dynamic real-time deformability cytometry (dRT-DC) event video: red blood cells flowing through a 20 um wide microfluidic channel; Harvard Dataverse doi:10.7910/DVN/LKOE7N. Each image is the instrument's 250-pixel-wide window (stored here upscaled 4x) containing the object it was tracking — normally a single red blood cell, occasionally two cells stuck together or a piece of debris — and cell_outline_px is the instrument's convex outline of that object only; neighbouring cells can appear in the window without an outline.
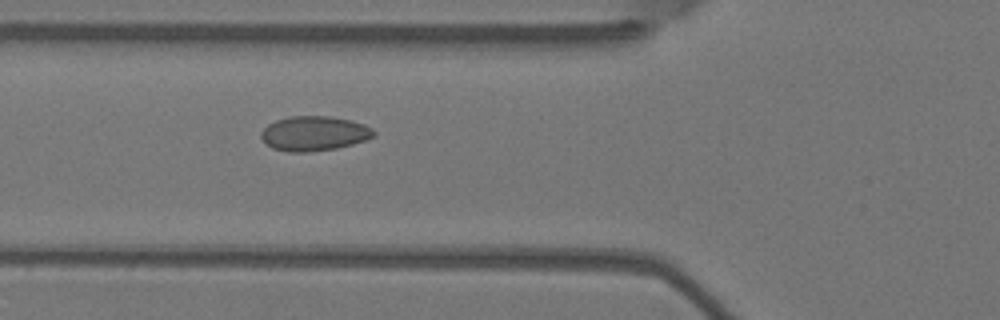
{"species": "Egyptian fruit bat (a non-hibernating species)", "species_latin": "Rousettus aegyptiacus", "temperature_condition": "warm", "stored_images_in_passage": 5, "camera_frame_rate_fps": 3000, "um_per_image_px": 0.085, "animal": {"sex": "female"}, "frame": {"image": 1, "passage_image": 5, "time_ms": 1.333, "image_size_px": [1000, 320], "cell_outline_px": [[376, 136], [352, 144], [336, 148], [308, 152], [288, 152], [272, 148], [260, 136], [260, 132], [268, 124], [276, 120], [288, 116], [328, 116], [348, 120], [364, 124], [372, 128], [376, 132]], "centroid_in_image_um": [26.69, 11.34], "position_along_channel_um": 99.1, "area_um2": 22.72}}